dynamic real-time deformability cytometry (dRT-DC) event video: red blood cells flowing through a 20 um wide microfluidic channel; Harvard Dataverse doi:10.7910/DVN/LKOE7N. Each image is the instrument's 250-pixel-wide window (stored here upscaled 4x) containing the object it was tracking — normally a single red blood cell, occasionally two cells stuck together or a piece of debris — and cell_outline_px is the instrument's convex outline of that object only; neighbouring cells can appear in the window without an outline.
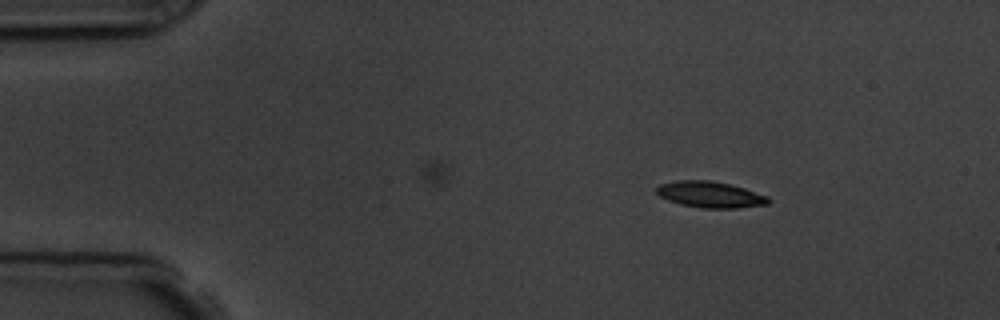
{"species": "common noctule bat (a hibernating species)", "species_latin": "Nyctalus noctula", "temperature_condition": "room temperature", "stored_images_in_passage": 7, "camera_frame_rate_fps": 3000, "um_per_image_px": 0.085, "animal": {"sex": "male", "body_mass_g": 19.5, "forearm_length_mm": 54.6}, "frame": {"image": 1, "passage_image": 2, "time_ms": 2.0, "image_size_px": [1000, 320], "cell_outline_px": [[772, 200], [768, 204], [736, 208], [704, 208], [680, 204], [668, 200], [660, 196], [656, 192], [656, 188], [660, 184], [676, 180], [712, 180], [744, 188], [768, 196]], "centroid_in_image_um": [60.37, 16.53], "position_along_channel_um": 24.6, "area_um2": 17.05}}
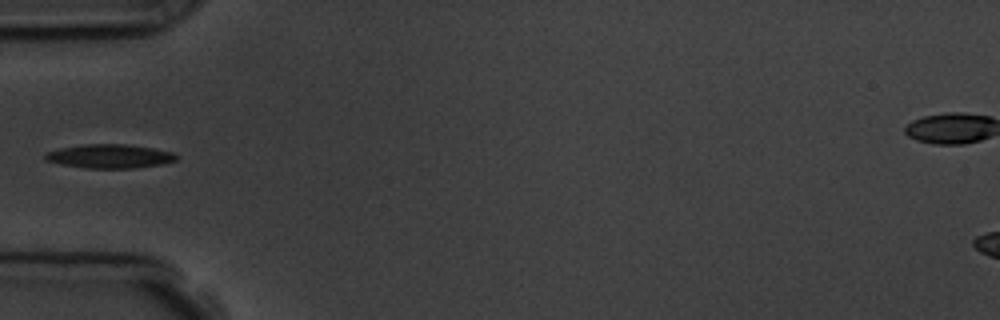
{"frame": {"image": 2, "passage_image": 5, "time_ms": 5.333, "image_size_px": [1000, 320], "cell_outline_px": [[176, 160], [164, 164], [132, 168], [84, 168], [60, 164], [44, 160], [44, 156], [48, 152], [60, 148], [84, 144], [124, 144], [152, 148], [172, 152], [176, 156]], "centroid_in_image_um": [9.3, 13.28], "position_along_channel_um": 75.7, "area_um2": 18.15}}